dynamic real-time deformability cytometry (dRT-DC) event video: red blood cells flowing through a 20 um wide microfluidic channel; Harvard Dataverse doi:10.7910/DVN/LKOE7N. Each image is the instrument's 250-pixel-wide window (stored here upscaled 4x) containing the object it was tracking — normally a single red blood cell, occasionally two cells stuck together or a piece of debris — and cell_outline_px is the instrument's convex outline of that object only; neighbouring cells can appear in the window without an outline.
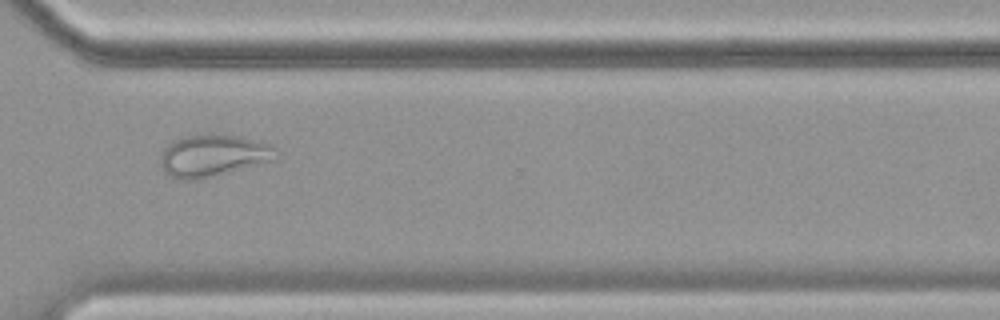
{"species": "common noctule bat (a hibernating species)", "species_latin": "Nyctalus noctula", "temperature_condition": "cold", "stored_images_in_passage": 57, "camera_frame_rate_fps": 3000, "um_per_image_px": 0.085, "animal": {"sex": "female", "body_mass_g": 19.9}, "frame": {"image": 1, "passage_image": 42, "time_ms": 13.667, "image_size_px": [1000, 320], "cell_outline_px": [[276, 148], [272, 160], [200, 180], [180, 180], [168, 176], [164, 172], [160, 164], [160, 156], [164, 148], [168, 144], [184, 136], [212, 132], [236, 136], [256, 140], [268, 144]], "centroid_in_image_um": [18.02, 13.22], "position_along_channel_um": 352.6, "area_um2": 28.38}}
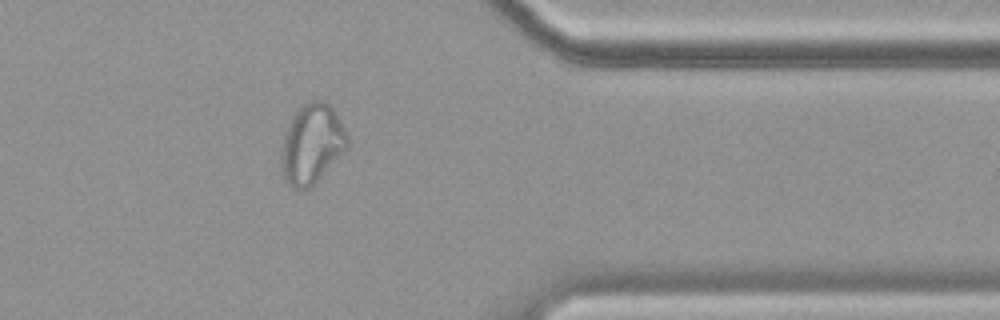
{"frame": {"image": 2, "passage_image": 46, "time_ms": 15.0, "image_size_px": [1000, 320], "cell_outline_px": [[348, 148], [308, 188], [292, 188], [284, 180], [280, 164], [280, 152], [284, 136], [288, 124], [296, 108], [308, 100], [324, 100], [332, 104], [348, 136]], "centroid_in_image_um": [26.49, 12.17], "position_along_channel_um": 384.9, "area_um2": 30.92}}